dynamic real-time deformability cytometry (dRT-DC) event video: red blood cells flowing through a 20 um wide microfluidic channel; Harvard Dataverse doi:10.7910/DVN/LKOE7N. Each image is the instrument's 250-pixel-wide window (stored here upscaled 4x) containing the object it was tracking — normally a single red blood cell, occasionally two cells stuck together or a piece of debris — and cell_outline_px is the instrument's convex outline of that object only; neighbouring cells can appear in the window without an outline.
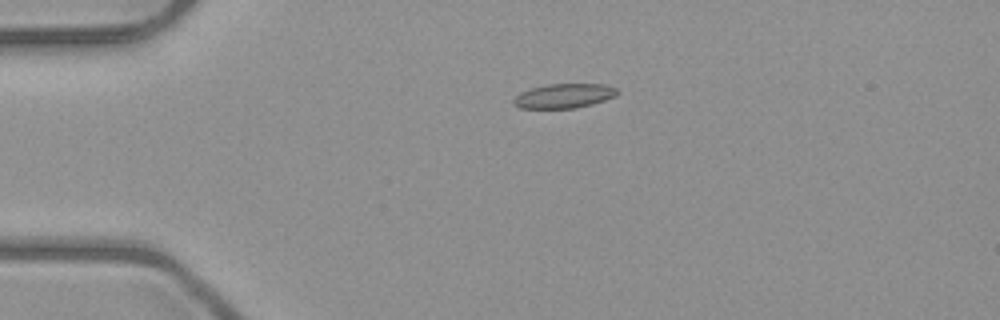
{"species": "common noctule bat (a hibernating species)", "species_latin": "Nyctalus noctula", "temperature_condition": "room temperature", "stored_images_in_passage": 5, "camera_frame_rate_fps": 3000, "um_per_image_px": 0.085, "animal": {"sex": "male", "body_mass_g": 23.1, "forearm_length_mm": 52.7}, "frame": {"image": 1, "passage_image": 3, "time_ms": 3.333, "image_size_px": [1000, 320], "cell_outline_px": [[620, 92], [616, 96], [592, 104], [576, 108], [520, 108], [512, 104], [512, 100], [520, 92], [532, 88], [548, 84], [604, 84], [616, 88]], "centroid_in_image_um": [47.94, 8.15], "position_along_channel_um": 37.1, "area_um2": 14.8}}